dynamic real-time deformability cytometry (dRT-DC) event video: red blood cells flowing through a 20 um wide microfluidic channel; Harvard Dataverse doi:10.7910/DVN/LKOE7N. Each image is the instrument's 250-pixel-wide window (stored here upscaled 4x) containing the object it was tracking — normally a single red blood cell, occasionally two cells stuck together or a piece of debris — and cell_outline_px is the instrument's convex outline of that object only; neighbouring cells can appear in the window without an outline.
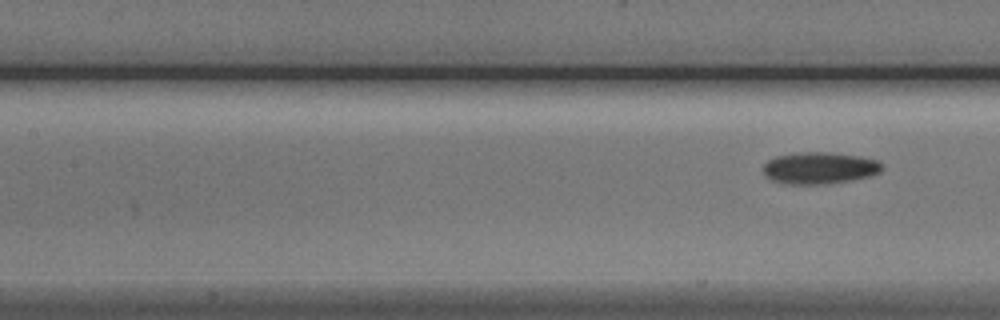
{"species": "Egyptian fruit bat (a non-hibernating species)", "species_latin": "Rousettus aegyptiacus", "temperature_condition": "cold", "stored_images_in_passage": 7, "camera_frame_rate_fps": 3000, "um_per_image_px": 0.085, "animal": {"sex": "male"}, "frame": {"image": 1, "passage_image": 7, "time_ms": 8.0, "image_size_px": [1000, 320], "cell_outline_px": [[884, 168], [880, 172], [872, 176], [852, 180], [824, 184], [788, 184], [772, 180], [764, 176], [764, 164], [768, 160], [776, 156], [796, 152], [832, 152], [860, 156], [880, 160]], "centroid_in_image_um": [69.7, 14.27], "position_along_channel_um": 137.7, "area_um2": 22.37}}